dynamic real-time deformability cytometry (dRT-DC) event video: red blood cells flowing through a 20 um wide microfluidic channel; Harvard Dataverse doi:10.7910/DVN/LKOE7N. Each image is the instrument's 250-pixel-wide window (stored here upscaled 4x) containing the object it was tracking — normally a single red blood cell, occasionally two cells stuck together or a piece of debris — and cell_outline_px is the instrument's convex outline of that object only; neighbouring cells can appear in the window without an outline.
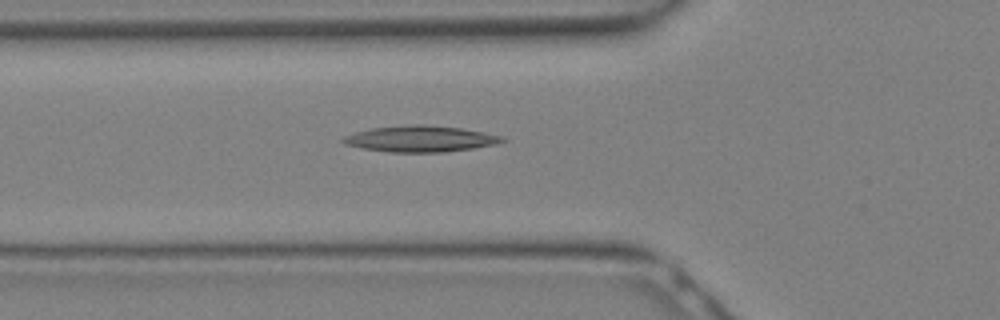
{"species": "Egyptian fruit bat (a non-hibernating species)", "species_latin": "Rousettus aegyptiacus", "temperature_condition": "warm", "stored_images_in_passage": 16, "camera_frame_rate_fps": 3000, "um_per_image_px": 0.085, "animal": {"sex": "female"}, "frame": {"image": 1, "passage_image": 5, "time_ms": 1.333, "image_size_px": [1000, 320], "cell_outline_px": [[508, 140], [500, 144], [444, 152], [388, 152], [360, 148], [344, 144], [340, 140], [344, 136], [356, 132], [372, 128], [412, 124], [424, 124], [460, 128], [484, 132], [504, 136]], "centroid_in_image_um": [35.76, 11.8], "position_along_channel_um": 90.0, "area_um2": 24.45}}
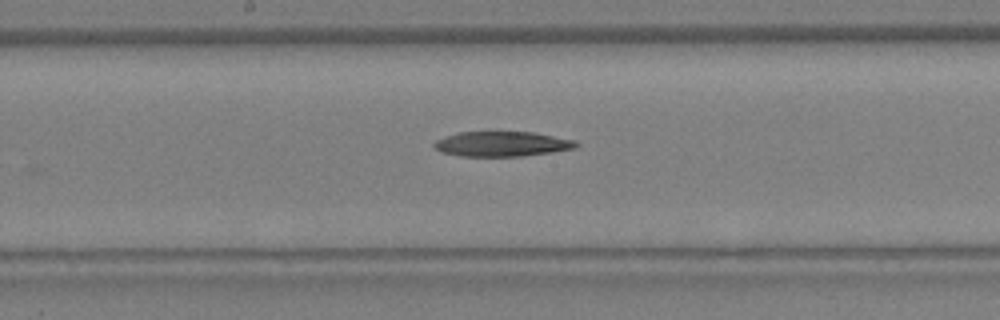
{"frame": {"image": 2, "passage_image": 10, "time_ms": 3.0, "image_size_px": [1000, 320], "cell_outline_px": [[580, 144], [576, 148], [552, 152], [520, 156], [460, 156], [444, 152], [436, 148], [432, 144], [436, 140], [444, 136], [460, 132], [496, 128], [532, 132], [576, 140]], "centroid_in_image_um": [42.67, 12.18], "position_along_channel_um": 205.5, "area_um2": 21.62}}
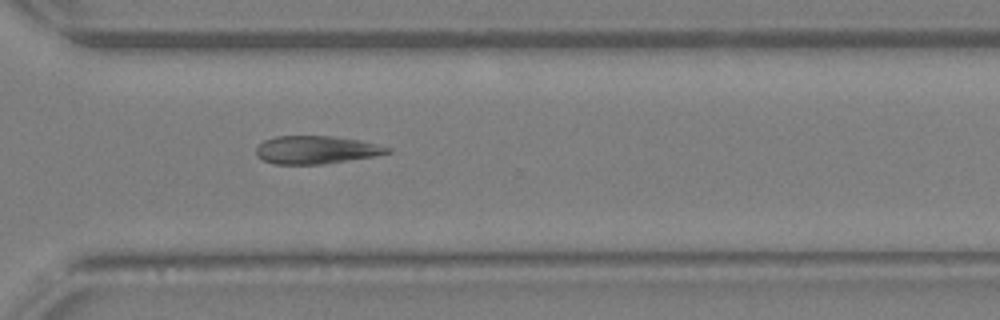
{"frame": {"image": 3, "passage_image": 16, "time_ms": 5.0, "image_size_px": [1000, 320], "cell_outline_px": [[392, 152], [376, 156], [324, 164], [272, 164], [256, 156], [256, 148], [264, 140], [276, 136], [332, 136], [360, 140], [392, 148]], "centroid_in_image_um": [26.89, 12.74], "position_along_channel_um": 343.7, "area_um2": 21.5}}